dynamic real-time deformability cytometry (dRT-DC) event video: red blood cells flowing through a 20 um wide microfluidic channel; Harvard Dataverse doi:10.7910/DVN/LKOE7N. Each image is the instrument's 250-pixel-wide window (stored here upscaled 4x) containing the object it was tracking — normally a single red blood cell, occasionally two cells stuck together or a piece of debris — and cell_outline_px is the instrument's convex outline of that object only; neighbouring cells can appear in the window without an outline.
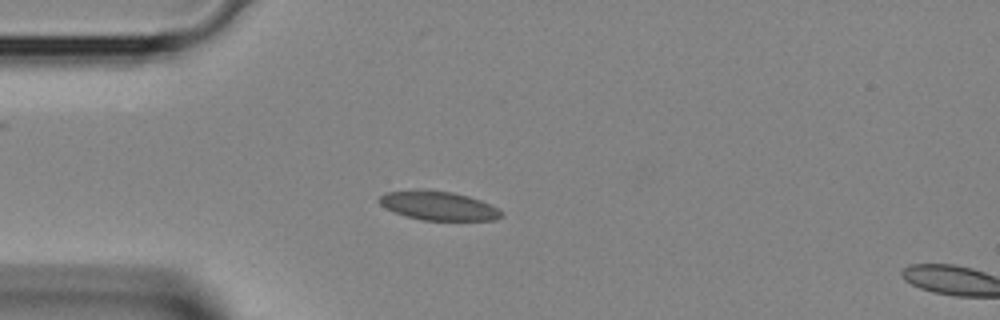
{"species": "Egyptian fruit bat (a non-hibernating species)", "species_latin": "Rousettus aegyptiacus", "temperature_condition": "room temperature", "stored_images_in_passage": 2, "segment_of_instrument_passage": [1, 2], "camera_frame_rate_fps": 3000, "um_per_image_px": 0.085, "animal": {"sex": "female"}, "frame": {"image": 1, "passage_image": 1, "time_ms": 0.0, "image_size_px": [1000, 320], "cell_outline_px": [[504, 216], [496, 220], [424, 220], [404, 216], [380, 204], [376, 200], [380, 196], [388, 192], [452, 192], [468, 196], [480, 200], [496, 208]], "centroid_in_image_um": [37.3, 17.53], "position_along_channel_um": 47.7, "area_um2": 19.65}}